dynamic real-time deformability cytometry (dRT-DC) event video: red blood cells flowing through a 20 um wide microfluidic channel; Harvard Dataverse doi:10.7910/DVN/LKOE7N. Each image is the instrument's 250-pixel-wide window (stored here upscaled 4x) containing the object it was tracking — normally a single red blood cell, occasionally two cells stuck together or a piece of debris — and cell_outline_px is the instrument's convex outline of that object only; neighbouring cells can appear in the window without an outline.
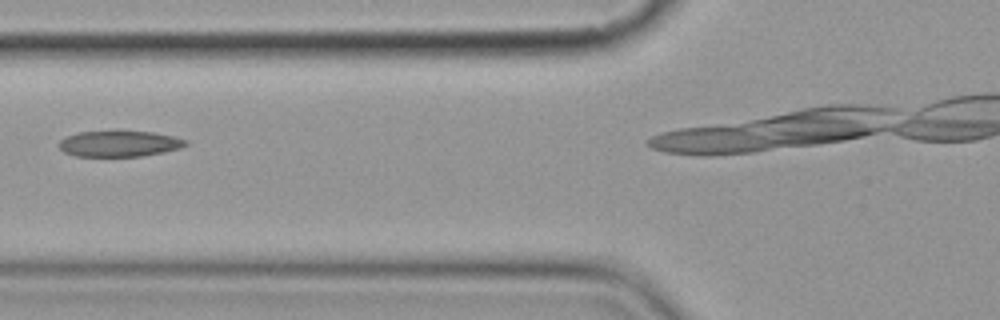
{"species": "common noctule bat (a hibernating species)", "species_latin": "Nyctalus noctula", "temperature_condition": "cold", "stored_images_in_passage": 4, "camera_frame_rate_fps": 3000, "um_per_image_px": 0.085, "animal": {"sex": "female", "body_mass_g": 19.9}, "frame": {"image": 1, "passage_image": 2, "time_ms": 1.333, "image_size_px": [1000, 320], "cell_outline_px": [[188, 144], [180, 148], [164, 152], [140, 156], [76, 156], [64, 152], [56, 144], [60, 140], [68, 136], [80, 132], [116, 128], [152, 132], [172, 136], [188, 140]], "centroid_in_image_um": [10.13, 12.17], "position_along_channel_um": 115.7, "area_um2": 19.88}}